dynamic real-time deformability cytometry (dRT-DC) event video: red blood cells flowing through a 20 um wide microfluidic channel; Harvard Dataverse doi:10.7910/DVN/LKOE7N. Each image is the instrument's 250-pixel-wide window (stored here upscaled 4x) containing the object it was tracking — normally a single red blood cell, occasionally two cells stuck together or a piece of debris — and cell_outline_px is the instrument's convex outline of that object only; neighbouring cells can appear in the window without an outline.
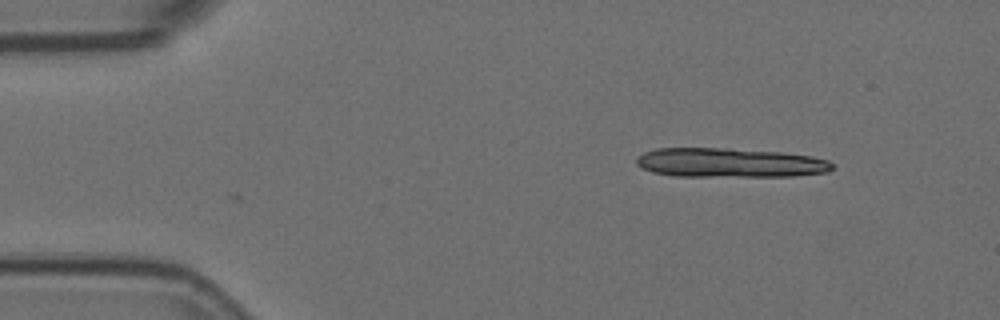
{"species": "Egyptian fruit bat (a non-hibernating species)", "species_latin": "Rousettus aegyptiacus", "temperature_condition": "room temperature", "stored_images_in_passage": 9, "camera_frame_rate_fps": 3000, "um_per_image_px": 0.085, "animal": {"sex": "female"}, "frame": {"image": 1, "passage_image": 1, "time_ms": 0.0, "image_size_px": [1000, 320], "cell_outline_px": [[832, 168], [828, 172], [792, 176], [676, 176], [652, 172], [636, 164], [636, 156], [644, 152], [656, 148], [728, 148], [780, 152], [812, 156], [828, 160], [832, 164]], "centroid_in_image_um": [62.01, 13.83], "position_along_channel_um": 23.0, "area_um2": 33.47}}